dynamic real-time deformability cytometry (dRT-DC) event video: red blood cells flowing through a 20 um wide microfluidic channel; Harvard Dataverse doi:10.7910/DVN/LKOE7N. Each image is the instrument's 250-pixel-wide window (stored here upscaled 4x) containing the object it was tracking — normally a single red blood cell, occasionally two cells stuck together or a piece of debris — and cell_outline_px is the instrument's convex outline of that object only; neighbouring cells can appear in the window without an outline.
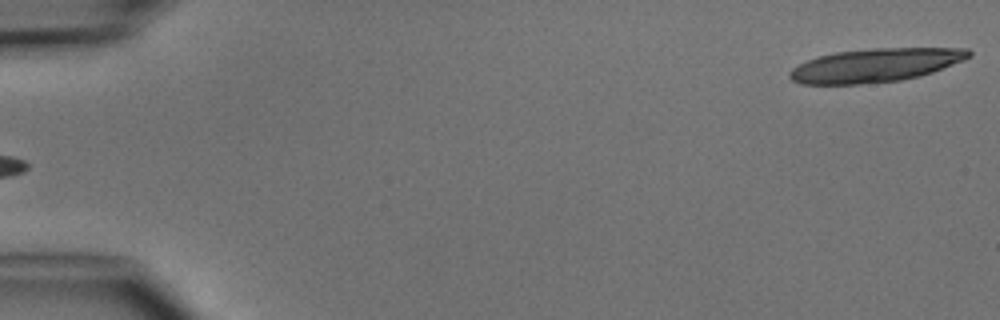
{"species": "common noctule bat (a hibernating species)", "species_latin": "Nyctalus noctula", "temperature_condition": "cold", "stored_images_in_passage": 5, "camera_frame_rate_fps": 3000, "um_per_image_px": 0.085, "animal": {"sex": "male", "body_mass_g": 15.6}, "frame": {"image": 1, "passage_image": 5, "time_ms": 4.667, "image_size_px": [1000, 320], "cell_outline_px": [[972, 56], [964, 60], [932, 72], [920, 76], [900, 80], [860, 84], [800, 84], [792, 80], [788, 76], [788, 72], [792, 68], [808, 60], [820, 56], [836, 52], [872, 48], [968, 48], [972, 52]], "centroid_in_image_um": [74.42, 5.54], "position_along_channel_um": 10.6, "area_um2": 34.97}}